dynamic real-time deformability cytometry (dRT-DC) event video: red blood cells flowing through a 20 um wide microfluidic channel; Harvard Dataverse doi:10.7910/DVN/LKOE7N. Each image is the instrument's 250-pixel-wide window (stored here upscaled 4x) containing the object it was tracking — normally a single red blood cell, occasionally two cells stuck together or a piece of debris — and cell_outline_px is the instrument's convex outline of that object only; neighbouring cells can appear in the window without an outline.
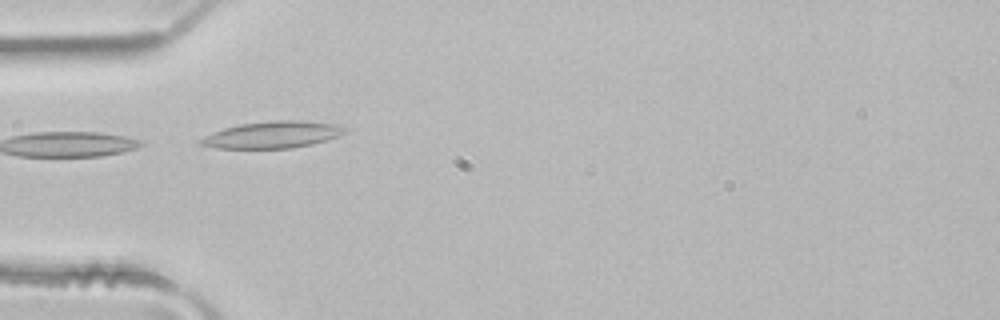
{"species": "common noctule bat (a hibernating species)", "species_latin": "Nyctalus noctula", "temperature_condition": "room temperature", "stored_images_in_passage": 4, "camera_frame_rate_fps": 3000, "um_per_image_px": 0.085, "animal": {"sex": "male", "body_mass_g": 21.5, "forearm_length_mm": 52.0}, "frame": {"image": 1, "passage_image": 3, "time_ms": 0.667, "image_size_px": [1000, 320], "cell_outline_px": [[348, 128], [340, 136], [312, 144], [292, 148], [216, 148], [196, 144], [196, 140], [212, 132], [224, 128], [240, 124], [272, 120], [296, 120], [344, 124]], "centroid_in_image_um": [23.17, 11.44], "position_along_channel_um": 61.8, "area_um2": 22.89}}
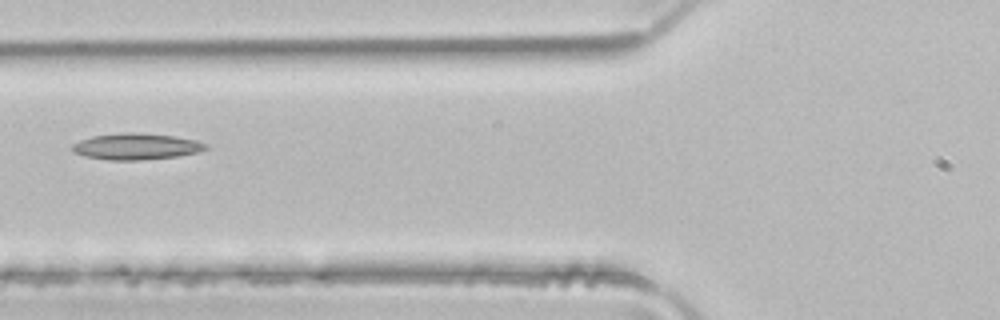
{"frame": {"image": 2, "passage_image": 4, "time_ms": 1.0, "image_size_px": [1000, 320], "cell_outline_px": [[208, 148], [200, 152], [180, 156], [140, 160], [108, 160], [84, 156], [72, 152], [72, 144], [80, 140], [92, 136], [120, 132], [132, 132], [172, 136], [196, 140], [208, 144]], "centroid_in_image_um": [11.58, 12.45], "position_along_channel_um": 114.2, "area_um2": 20.63}}